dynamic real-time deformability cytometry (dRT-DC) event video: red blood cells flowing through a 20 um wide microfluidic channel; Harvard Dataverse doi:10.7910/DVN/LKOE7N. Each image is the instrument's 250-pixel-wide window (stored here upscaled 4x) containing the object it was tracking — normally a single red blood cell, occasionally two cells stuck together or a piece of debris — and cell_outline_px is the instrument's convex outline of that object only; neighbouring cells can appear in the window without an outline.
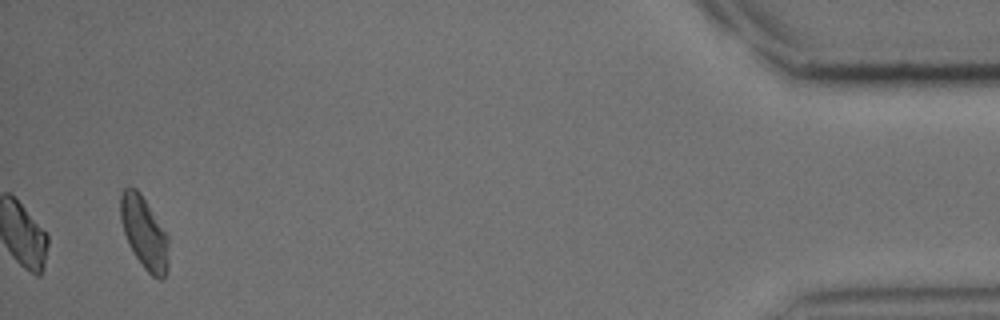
{"species": "common noctule bat (a hibernating species)", "species_latin": "Nyctalus noctula", "temperature_condition": "cold", "stored_images_in_passage": 33, "camera_frame_rate_fps": 3000, "um_per_image_px": 0.085, "animal": {"sex": "male", "body_mass_g": 15.6}, "frame": {"image": 1, "passage_image": 33, "time_ms": 10.667, "image_size_px": [1000, 320], "cell_outline_px": [[168, 268], [164, 276], [160, 280], [156, 280], [144, 268], [132, 252], [128, 244], [120, 220], [120, 192], [124, 188], [136, 188], [140, 192], [168, 236]], "centroid_in_image_um": [12.24, 19.8], "position_along_channel_um": 423.0, "area_um2": 20.29}}